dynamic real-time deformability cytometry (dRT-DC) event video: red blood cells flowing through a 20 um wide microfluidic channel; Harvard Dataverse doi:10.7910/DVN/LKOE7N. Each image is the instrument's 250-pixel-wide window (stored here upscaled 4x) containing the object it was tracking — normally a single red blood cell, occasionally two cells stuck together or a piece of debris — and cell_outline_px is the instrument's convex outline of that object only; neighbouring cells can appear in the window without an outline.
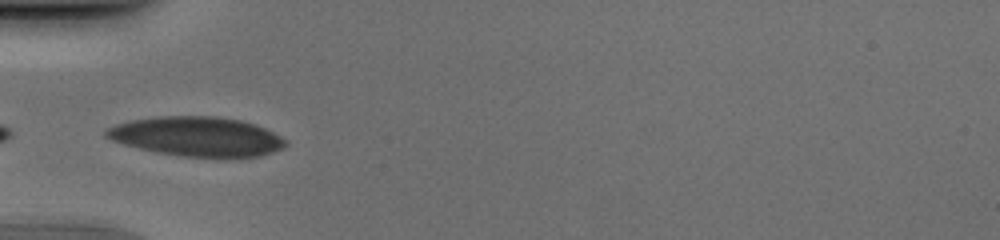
{"species": "human", "species_latin": "Homo sapiens", "temperature_condition": "cold", "stored_images_in_passage": 35, "camera_frame_rate_fps": 3000, "um_per_image_px": 0.085, "donor": {"sex": "male"}, "frame": {"image": 1, "passage_image": 1, "time_ms": 0.0, "image_size_px": [1000, 240], "cell_outline_px": [[288, 144], [284, 148], [260, 156], [216, 160], [180, 156], [156, 152], [124, 144], [112, 140], [104, 136], [104, 128], [128, 120], [156, 116], [216, 116], [240, 120], [264, 128], [288, 140]], "centroid_in_image_um": [16.74, 11.63], "position_along_channel_um": 68.3, "area_um2": 42.25}}
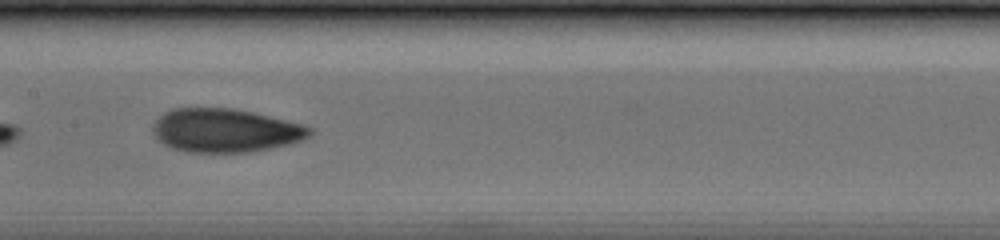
{"frame": {"image": 2, "passage_image": 10, "time_ms": 3.0, "image_size_px": [1000, 240], "cell_outline_px": [[312, 132], [308, 136], [300, 140], [288, 144], [248, 152], [188, 152], [172, 148], [164, 144], [152, 132], [152, 128], [156, 120], [164, 112], [172, 108], [232, 108], [252, 112], [300, 124], [312, 128]], "centroid_in_image_um": [19.1, 11.08], "position_along_channel_um": 188.3, "area_um2": 39.36}}
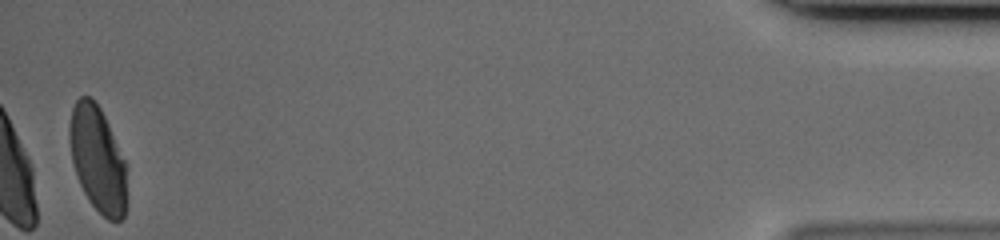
{"frame": {"image": 3, "passage_image": 34, "time_ms": 11.0, "image_size_px": [1000, 240], "cell_outline_px": [[124, 216], [120, 220], [108, 220], [88, 200], [80, 184], [72, 160], [68, 140], [68, 128], [72, 108], [76, 100], [80, 96], [88, 96], [100, 108], [108, 124], [124, 160]], "centroid_in_image_um": [8.24, 13.48], "position_along_channel_um": 427.0, "area_um2": 34.33}}